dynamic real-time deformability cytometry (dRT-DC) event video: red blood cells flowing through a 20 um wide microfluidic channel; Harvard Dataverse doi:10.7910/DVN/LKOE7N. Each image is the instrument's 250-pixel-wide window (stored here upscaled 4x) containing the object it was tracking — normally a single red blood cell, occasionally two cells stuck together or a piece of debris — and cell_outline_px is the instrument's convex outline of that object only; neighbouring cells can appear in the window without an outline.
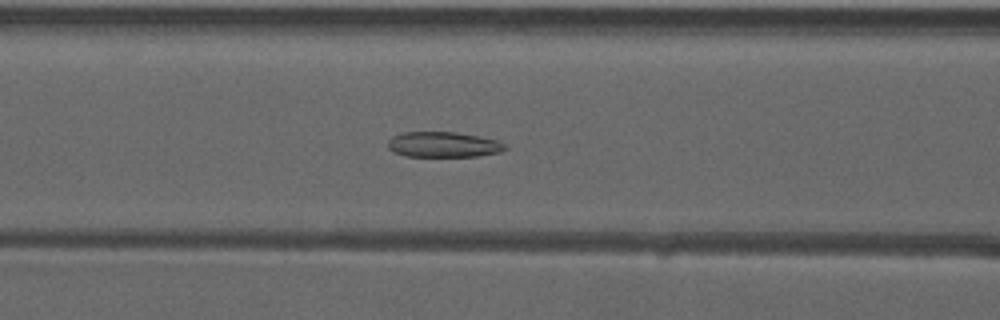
{"species": "common noctule bat (a hibernating species)", "species_latin": "Nyctalus noctula", "temperature_condition": "warm", "stored_images_in_passage": 36, "camera_frame_rate_fps": 3000, "um_per_image_px": 0.085, "animal": {"sex": "male", "forearm_length_mm": 52.5}, "frame": {"image": 1, "passage_image": 6, "time_ms": 1.667, "image_size_px": [1000, 320], "cell_outline_px": [[508, 148], [500, 152], [476, 156], [404, 156], [392, 152], [388, 148], [388, 140], [392, 136], [400, 132], [456, 132], [496, 140], [504, 144]], "centroid_in_image_um": [37.62, 12.29], "position_along_channel_um": 129.0, "area_um2": 17.34}}
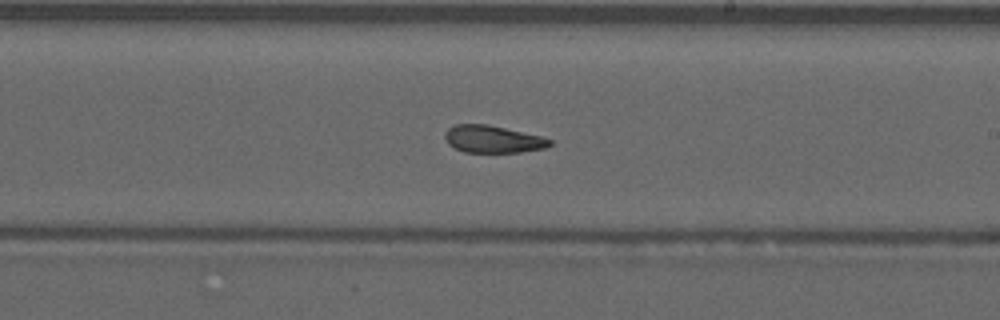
{"frame": {"image": 2, "passage_image": 15, "time_ms": 4.667, "image_size_px": [1000, 320], "cell_outline_px": [[552, 144], [544, 148], [520, 152], [464, 152], [448, 144], [444, 136], [444, 132], [448, 128], [456, 124], [488, 124], [540, 136], [552, 140]], "centroid_in_image_um": [41.86, 11.82], "position_along_channel_um": 247.1, "area_um2": 16.59}}
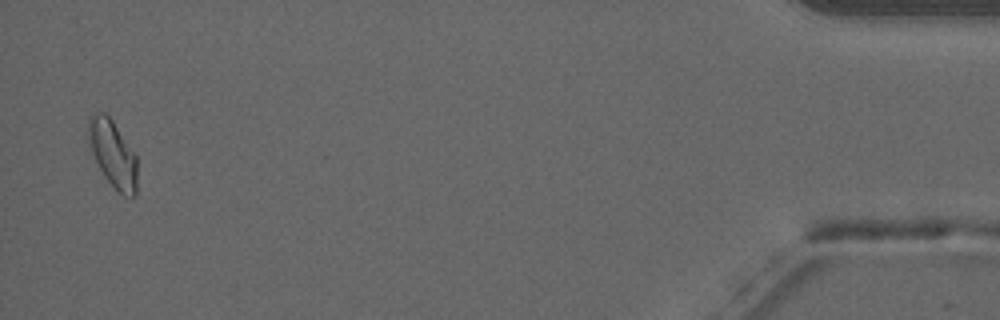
{"frame": {"image": 3, "passage_image": 35, "time_ms": 11.333, "image_size_px": [1000, 320], "cell_outline_px": [[136, 196], [132, 200], [124, 196], [104, 176], [96, 160], [88, 140], [88, 116], [92, 112], [104, 112], [112, 120], [136, 156]], "centroid_in_image_um": [9.59, 13.07], "position_along_channel_um": 425.6, "area_um2": 18.79}, "authors_computed_cell_mechanics": {"area_um2": 17.4845, "velocity_mm_per_s": 3.9423, "shape_relaxation_time_tau1_ms": null, "shape_relaxation_time_tau2_ms": 2.9827, "deformation_change_tau1": null, "deformation_change_tau2": 0.1016}}